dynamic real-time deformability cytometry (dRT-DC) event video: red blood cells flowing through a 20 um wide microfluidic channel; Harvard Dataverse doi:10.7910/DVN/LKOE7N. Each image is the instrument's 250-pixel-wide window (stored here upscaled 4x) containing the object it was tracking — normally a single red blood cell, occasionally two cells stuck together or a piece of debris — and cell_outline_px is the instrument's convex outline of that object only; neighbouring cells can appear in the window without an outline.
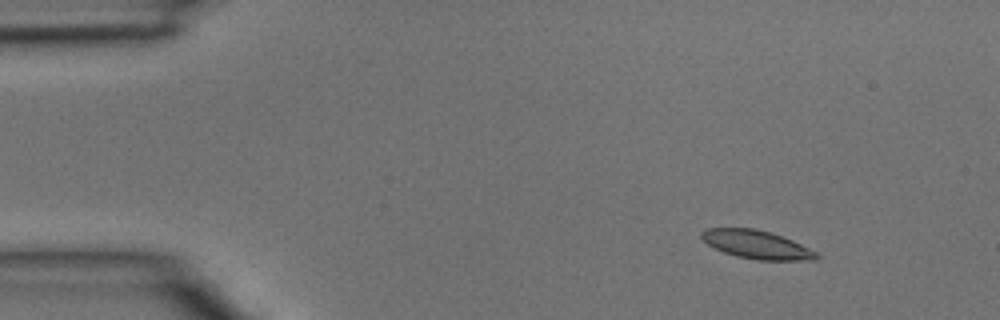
{"species": "common noctule bat (a hibernating species)", "species_latin": "Nyctalus noctula", "temperature_condition": "room temperature", "stored_images_in_passage": 2, "camera_frame_rate_fps": 3000, "um_per_image_px": 0.085, "animal": {"sex": "male", "body_mass_g": 15.6}, "frame": {"image": 1, "passage_image": 1, "time_ms": 0.0, "image_size_px": [1000, 320], "cell_outline_px": [[820, 256], [816, 260], [756, 260], [736, 256], [724, 252], [708, 244], [700, 236], [700, 232], [704, 228], [756, 228], [792, 240], [816, 252]], "centroid_in_image_um": [64.29, 20.79], "position_along_channel_um": 20.7, "area_um2": 18.84}}